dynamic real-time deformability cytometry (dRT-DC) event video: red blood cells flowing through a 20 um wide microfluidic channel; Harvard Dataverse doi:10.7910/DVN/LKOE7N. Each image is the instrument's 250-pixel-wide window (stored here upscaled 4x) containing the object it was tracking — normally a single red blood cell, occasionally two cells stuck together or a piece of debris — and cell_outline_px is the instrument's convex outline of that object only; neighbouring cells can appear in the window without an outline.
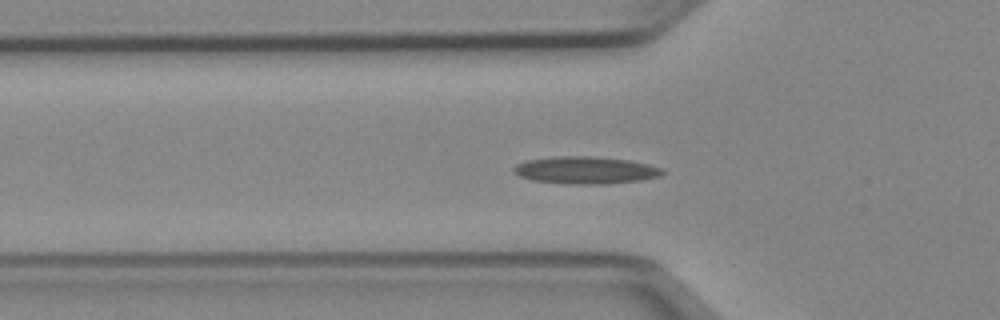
{"species": "Egyptian fruit bat (a non-hibernating species)", "species_latin": "Rousettus aegyptiacus", "temperature_condition": "cold", "stored_images_in_passage": 43, "camera_frame_rate_fps": 3000, "um_per_image_px": 0.085, "animal": {"sex": "female"}, "frame": {"image": 1, "passage_image": 13, "time_ms": 4.0, "image_size_px": [1000, 320], "cell_outline_px": [[664, 172], [660, 176], [640, 180], [600, 184], [572, 184], [532, 180], [520, 176], [512, 172], [512, 168], [516, 164], [524, 160], [552, 156], [592, 156], [628, 160], [648, 164], [664, 168]], "centroid_in_image_um": [49.73, 14.45], "position_along_channel_um": 76.1, "area_um2": 23.76}}
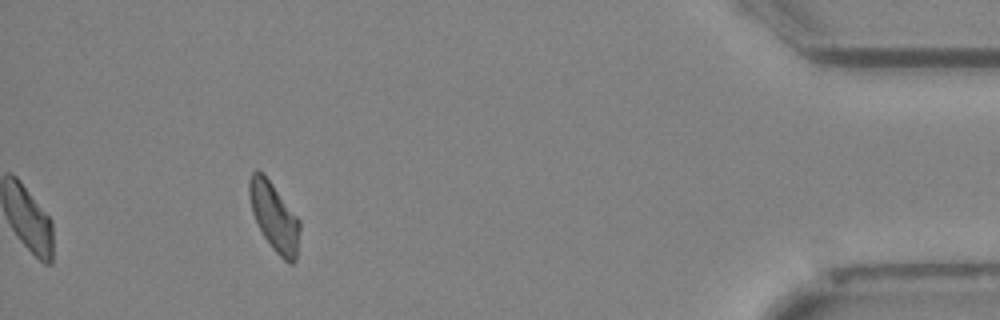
{"frame": {"image": 2, "passage_image": 43, "time_ms": 14.0, "image_size_px": [1000, 320], "cell_outline_px": [[300, 228], [296, 260], [292, 264], [288, 264], [272, 248], [264, 236], [252, 212], [248, 196], [248, 180], [252, 172], [256, 168], [264, 172], [300, 220]], "centroid_in_image_um": [23.3, 18.38], "position_along_channel_um": 411.9, "area_um2": 20.35}}